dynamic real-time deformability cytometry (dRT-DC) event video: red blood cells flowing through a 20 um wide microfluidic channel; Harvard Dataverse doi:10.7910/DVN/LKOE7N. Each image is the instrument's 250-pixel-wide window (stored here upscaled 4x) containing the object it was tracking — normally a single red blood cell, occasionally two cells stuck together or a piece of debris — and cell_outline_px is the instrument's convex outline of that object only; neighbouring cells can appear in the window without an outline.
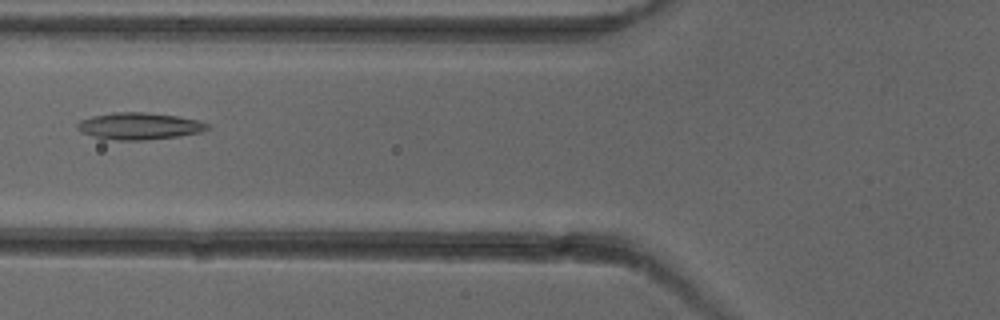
{"species": "common noctule bat (a hibernating species)", "species_latin": "Nyctalus noctula", "temperature_condition": "cold", "stored_images_in_passage": 5, "camera_frame_rate_fps": 3000, "um_per_image_px": 0.085, "animal": {"sex": "female"}, "frame": {"image": 1, "passage_image": 5, "time_ms": 4.667, "image_size_px": [1000, 320], "cell_outline_px": [[212, 128], [200, 132], [180, 136], [144, 140], [116, 140], [92, 136], [76, 128], [76, 124], [80, 120], [92, 116], [116, 112], [144, 112], [176, 116], [200, 120], [208, 124]], "centroid_in_image_um": [11.87, 10.71], "position_along_channel_um": 113.9, "area_um2": 20.35}}